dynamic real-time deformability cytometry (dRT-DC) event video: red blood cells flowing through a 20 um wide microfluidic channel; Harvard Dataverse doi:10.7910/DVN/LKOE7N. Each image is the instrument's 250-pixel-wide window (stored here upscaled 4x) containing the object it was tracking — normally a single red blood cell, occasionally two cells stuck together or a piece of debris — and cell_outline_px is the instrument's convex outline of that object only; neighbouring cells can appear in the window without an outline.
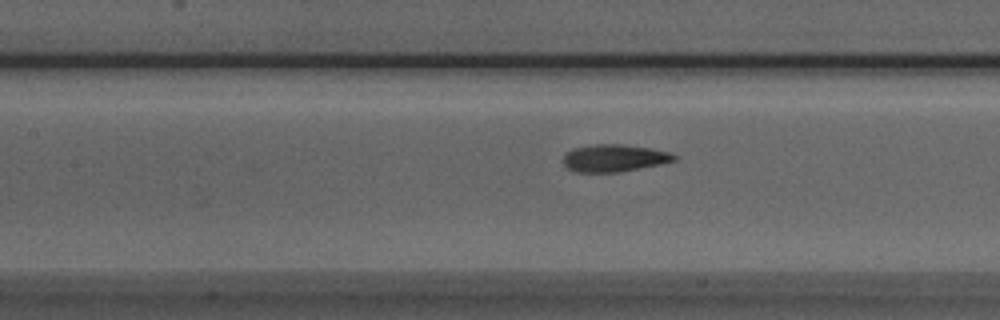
{"species": "Egyptian fruit bat (a non-hibernating species)", "species_latin": "Rousettus aegyptiacus", "temperature_condition": "room temperature", "stored_images_in_passage": 29, "camera_frame_rate_fps": 3000, "um_per_image_px": 0.085, "animal": {"sex": "male"}, "frame": {"image": 1, "passage_image": 11, "time_ms": 3.333, "image_size_px": [1000, 320], "cell_outline_px": [[676, 160], [660, 164], [620, 172], [576, 172], [568, 168], [560, 160], [564, 152], [572, 148], [596, 144], [620, 144], [648, 148], [668, 152], [676, 156]], "centroid_in_image_um": [52.12, 13.44], "position_along_channel_um": 155.3, "area_um2": 17.69}}
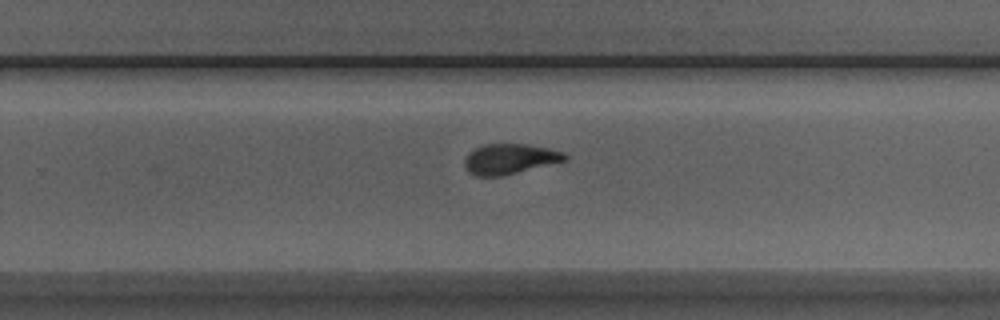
{"frame": {"image": 2, "passage_image": 21, "time_ms": 6.667, "image_size_px": [1000, 320], "cell_outline_px": [[568, 160], [504, 176], [476, 176], [468, 172], [464, 168], [464, 160], [468, 152], [484, 144], [524, 144], [548, 148], [560, 152], [568, 156]], "centroid_in_image_um": [43.29, 13.52], "position_along_channel_um": 286.5, "area_um2": 17.8}}
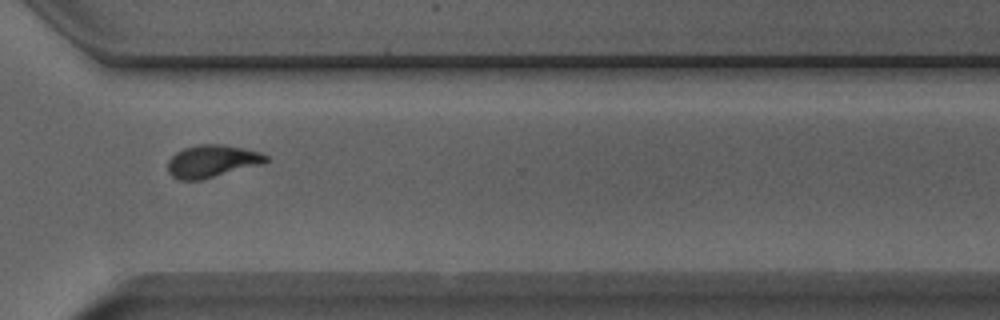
{"frame": {"image": 3, "passage_image": 26, "time_ms": 8.333, "image_size_px": [1000, 320], "cell_outline_px": [[268, 160], [264, 164], [200, 180], [180, 180], [172, 176], [168, 172], [168, 160], [176, 152], [184, 148], [200, 144], [220, 144], [244, 148], [260, 152], [268, 156]], "centroid_in_image_um": [18.04, 13.7], "position_along_channel_um": 352.6, "area_um2": 18.61}, "authors_computed_cell_mechanics": {"area_um2": 17.9758, "velocity_mm_per_s": 3.9464, "shape_relaxation_time_tau1_ms": 3.4263, "shape_relaxation_time_tau2_ms": 1.2393, "deformation_change_tau1": 0.1585, "deformation_change_tau2": 0.0638}}